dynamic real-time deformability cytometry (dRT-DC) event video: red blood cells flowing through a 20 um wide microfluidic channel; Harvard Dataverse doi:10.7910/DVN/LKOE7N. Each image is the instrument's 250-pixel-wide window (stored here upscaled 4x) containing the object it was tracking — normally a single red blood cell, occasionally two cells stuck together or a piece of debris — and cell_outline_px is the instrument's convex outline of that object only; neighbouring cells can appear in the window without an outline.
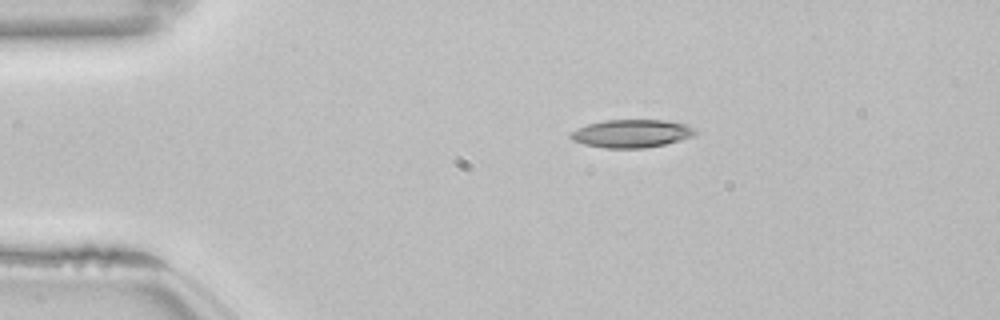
{"species": "common noctule bat (a hibernating species)", "species_latin": "Nyctalus noctula", "temperature_condition": "room temperature", "stored_images_in_passage": 44, "camera_frame_rate_fps": 3000, "um_per_image_px": 0.085, "animal": {"sex": "female", "body_mass_g": 22.7, "forearm_length_mm": 54.2}, "frame": {"image": 1, "passage_image": 1, "time_ms": 0.0, "image_size_px": [1000, 320], "cell_outline_px": [[696, 132], [692, 136], [680, 140], [664, 144], [644, 148], [604, 148], [584, 144], [572, 140], [568, 136], [568, 132], [576, 128], [588, 124], [604, 120], [664, 120], [688, 124], [696, 128]], "centroid_in_image_um": [53.65, 11.34], "position_along_channel_um": 31.4, "area_um2": 20.52}}
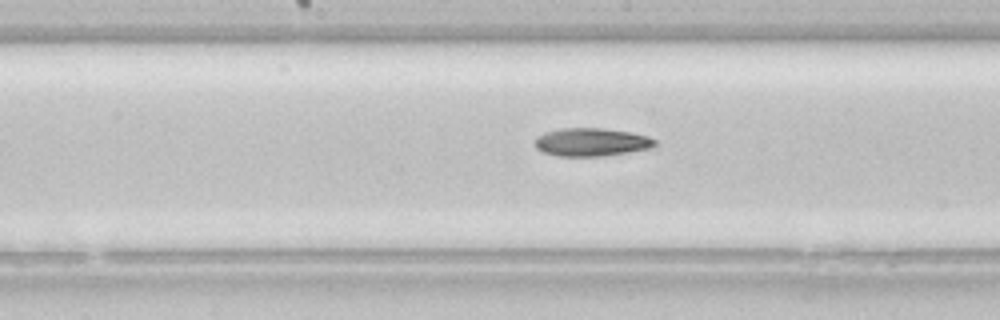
{"frame": {"image": 2, "passage_image": 18, "time_ms": 5.667, "image_size_px": [1000, 320], "cell_outline_px": [[656, 144], [652, 148], [628, 152], [600, 156], [560, 156], [544, 152], [536, 148], [532, 144], [536, 136], [544, 132], [560, 128], [600, 128], [632, 132], [648, 136], [656, 140]], "centroid_in_image_um": [50.24, 12.07], "position_along_channel_um": 198.0, "area_um2": 19.83}}
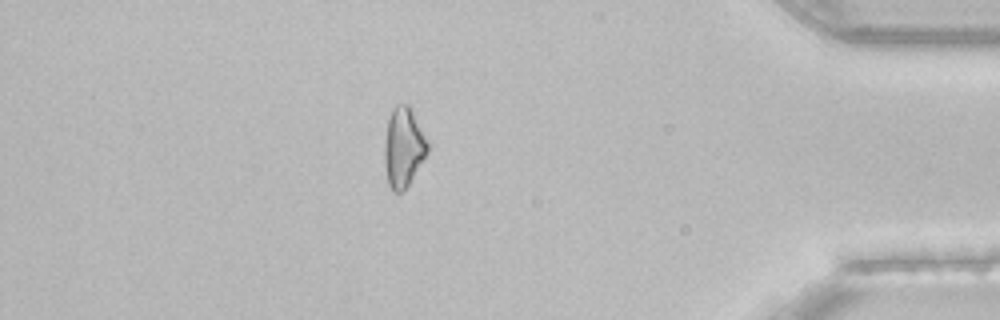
{"frame": {"image": 3, "passage_image": 37, "time_ms": 12.0, "image_size_px": [1000, 320], "cell_outline_px": [[428, 152], [408, 184], [400, 192], [392, 192], [388, 184], [384, 164], [384, 144], [388, 120], [392, 108], [396, 104], [408, 104], [412, 108], [428, 140]], "centroid_in_image_um": [34.29, 12.48], "position_along_channel_um": 400.9, "area_um2": 20.11}, "authors_computed_cell_mechanics": {"area_um2": 20.1144, "velocity_mm_per_s": 3.855, "shape_relaxation_time_tau1_ms": 5.1454, "shape_relaxation_time_tau2_ms": null, "deformation_change_tau1": 0.1453, "deformation_change_tau2": null}}